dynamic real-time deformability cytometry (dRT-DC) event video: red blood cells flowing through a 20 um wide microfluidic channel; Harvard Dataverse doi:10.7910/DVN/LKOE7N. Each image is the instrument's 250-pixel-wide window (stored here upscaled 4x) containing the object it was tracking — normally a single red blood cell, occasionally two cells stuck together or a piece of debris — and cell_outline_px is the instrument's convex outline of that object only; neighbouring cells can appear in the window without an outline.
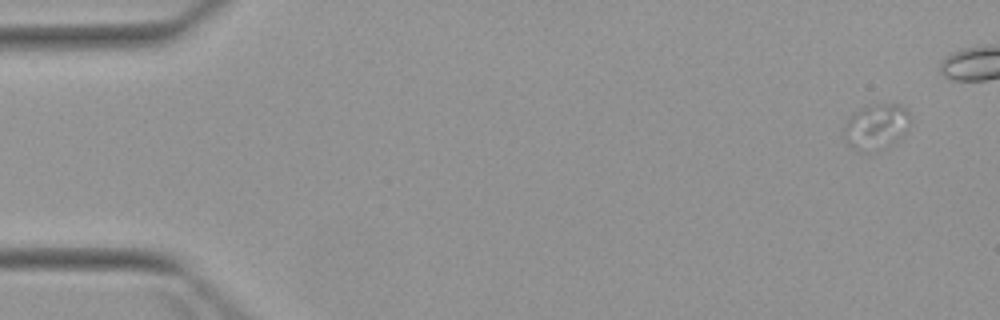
{"species": "Egyptian fruit bat (a non-hibernating species)", "species_latin": "Rousettus aegyptiacus", "temperature_condition": "warm", "stored_images_in_passage": 7, "camera_frame_rate_fps": 3000, "um_per_image_px": 0.085, "animal": {"sex": "female"}, "frame": {"image": 1, "passage_image": 1, "time_ms": 0.0, "image_size_px": [1000, 320], "cell_outline_px": [[912, 120], [908, 128], [900, 140], [884, 148], [872, 152], [860, 152], [852, 148], [848, 144], [844, 136], [844, 124], [848, 116], [860, 108], [868, 104], [900, 104], [908, 112]], "centroid_in_image_um": [74.48, 10.77], "position_along_channel_um": 10.5, "area_um2": 18.15}}
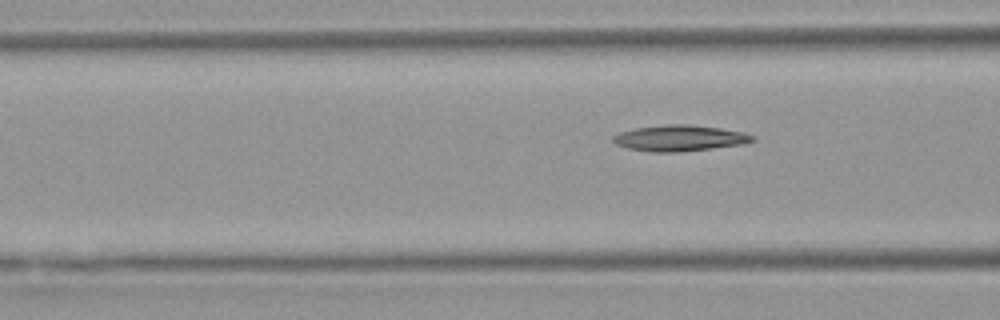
{"frame": {"image": 2, "passage_image": 7, "time_ms": 7.333, "image_size_px": [1000, 320], "cell_outline_px": [[756, 140], [744, 144], [680, 152], [652, 152], [628, 148], [616, 144], [612, 140], [612, 136], [620, 132], [636, 128], [664, 124], [688, 124], [720, 128], [744, 132], [756, 136]], "centroid_in_image_um": [57.8, 11.74], "position_along_channel_um": 108.8, "area_um2": 21.21}}